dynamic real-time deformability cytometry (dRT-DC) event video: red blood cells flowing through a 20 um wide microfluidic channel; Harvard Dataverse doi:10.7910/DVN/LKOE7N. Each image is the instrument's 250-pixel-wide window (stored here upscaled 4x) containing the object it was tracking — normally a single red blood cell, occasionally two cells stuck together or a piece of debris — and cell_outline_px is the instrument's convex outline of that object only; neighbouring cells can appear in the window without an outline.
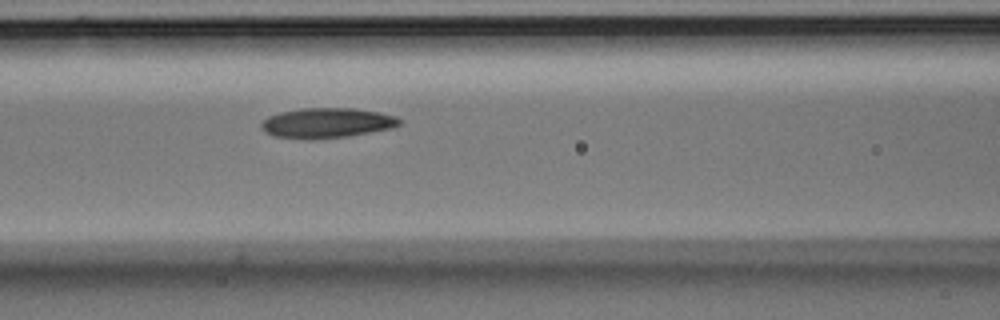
{"species": "Egyptian fruit bat (a non-hibernating species)", "species_latin": "Rousettus aegyptiacus", "temperature_condition": "room temperature", "stored_images_in_passage": 7, "camera_frame_rate_fps": 3000, "um_per_image_px": 0.085, "animal": {"sex": "male"}, "frame": {"image": 1, "passage_image": 7, "time_ms": 2.0, "image_size_px": [1000, 320], "cell_outline_px": [[400, 124], [392, 128], [348, 136], [312, 140], [276, 136], [264, 132], [260, 128], [260, 124], [268, 116], [280, 112], [300, 108], [352, 108], [376, 112], [396, 116], [400, 120]], "centroid_in_image_um": [27.74, 10.45], "position_along_channel_um": 138.9, "area_um2": 24.16}}